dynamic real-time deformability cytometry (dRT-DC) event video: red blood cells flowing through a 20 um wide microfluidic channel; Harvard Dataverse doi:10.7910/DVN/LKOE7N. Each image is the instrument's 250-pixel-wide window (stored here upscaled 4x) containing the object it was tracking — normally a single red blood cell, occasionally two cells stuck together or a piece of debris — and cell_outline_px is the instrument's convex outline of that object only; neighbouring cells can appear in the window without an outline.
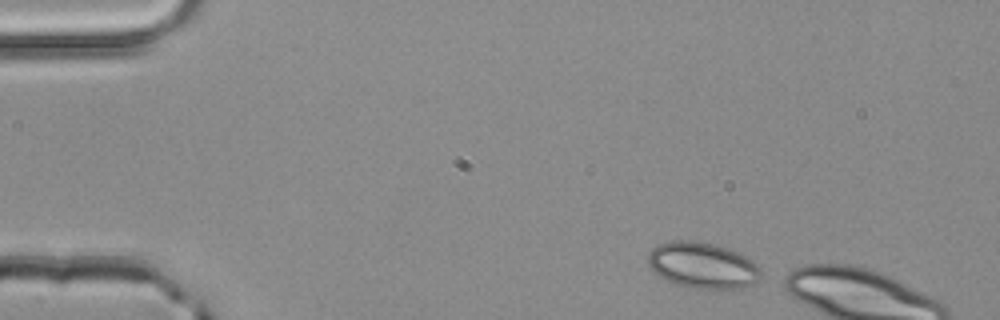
{"species": "common noctule bat (a hibernating species)", "species_latin": "Nyctalus noctula", "temperature_condition": "room temperature", "stored_images_in_passage": 3, "camera_frame_rate_fps": 3000, "um_per_image_px": 0.085, "animal": {"sex": "male", "body_mass_g": 20.4}, "frame": {"image": 1, "passage_image": 1, "time_ms": 0.0, "image_size_px": [1000, 320], "cell_outline_px": [[760, 276], [756, 284], [740, 288], [692, 288], [676, 284], [660, 276], [648, 264], [648, 256], [652, 248], [656, 244], [672, 240], [692, 240], [712, 244], [728, 248], [748, 256], [760, 268]], "centroid_in_image_um": [59.74, 22.54], "position_along_channel_um": 25.3, "area_um2": 30.29}}